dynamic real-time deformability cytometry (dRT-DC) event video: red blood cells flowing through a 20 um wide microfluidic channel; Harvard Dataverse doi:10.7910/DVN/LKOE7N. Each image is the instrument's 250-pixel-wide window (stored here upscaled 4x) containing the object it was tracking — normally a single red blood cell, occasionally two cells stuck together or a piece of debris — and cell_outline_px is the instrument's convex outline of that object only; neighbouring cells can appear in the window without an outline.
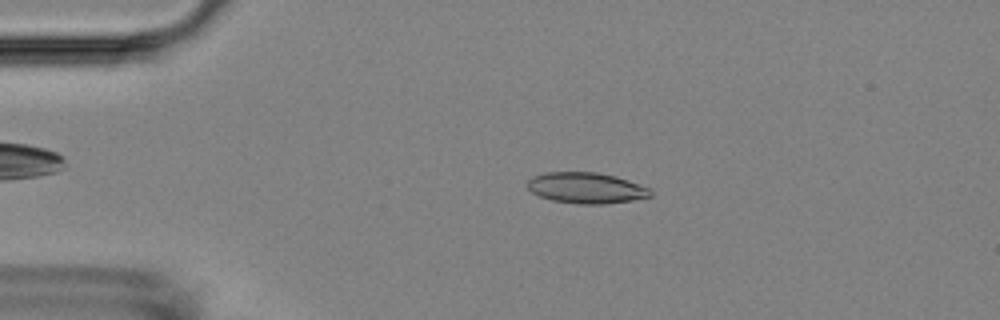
{"species": "Egyptian fruit bat (a non-hibernating species)", "species_latin": "Rousettus aegyptiacus", "temperature_condition": "room temperature", "stored_images_in_passage": 37, "camera_frame_rate_fps": 3000, "um_per_image_px": 0.085, "animal": {"sex": "female"}, "frame": {"image": 1, "passage_image": 2, "time_ms": 0.333, "image_size_px": [1000, 320], "cell_outline_px": [[652, 196], [632, 200], [604, 204], [576, 204], [552, 200], [540, 196], [532, 192], [524, 184], [532, 176], [544, 172], [596, 172], [616, 176], [628, 180], [648, 188], [652, 192]], "centroid_in_image_um": [49.78, 15.97], "position_along_channel_um": 35.2, "area_um2": 22.25}}
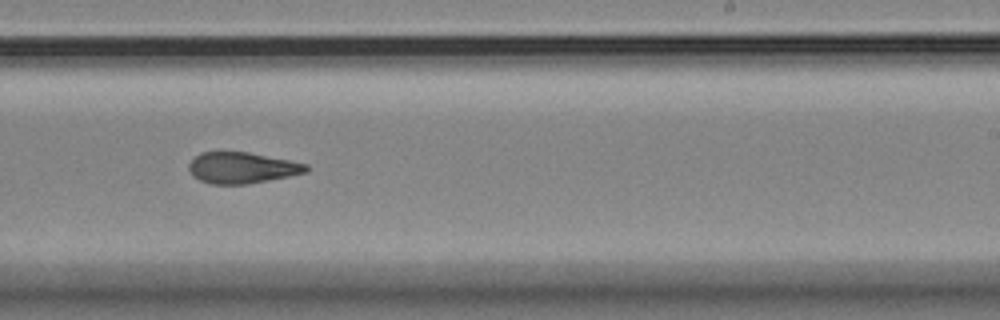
{"frame": {"image": 2, "passage_image": 24, "time_ms": 7.667, "image_size_px": [1000, 320], "cell_outline_px": [[308, 172], [248, 184], [208, 184], [192, 176], [188, 168], [188, 164], [200, 152], [248, 152], [308, 164]], "centroid_in_image_um": [20.54, 14.27], "position_along_channel_um": 268.5, "area_um2": 21.21}}
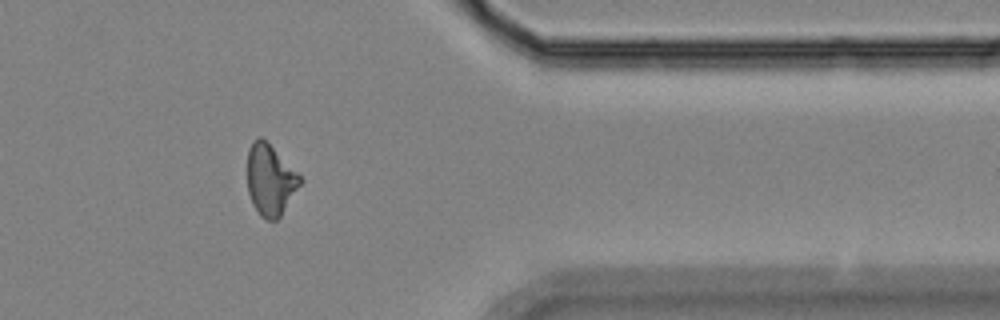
{"frame": {"image": 3, "passage_image": 35, "time_ms": 11.333, "image_size_px": [1000, 320], "cell_outline_px": [[304, 180], [280, 216], [276, 220], [268, 220], [260, 216], [252, 204], [248, 192], [248, 148], [260, 136]], "centroid_in_image_um": [22.96, 15.35], "position_along_channel_um": 388.4, "area_um2": 21.27}, "authors_computed_cell_mechanics": {"area_um2": 21.964, "velocity_mm_per_s": 3.6984, "shape_relaxation_time_tau1_ms": 6.3165, "shape_relaxation_time_tau2_ms": 2.9268, "deformation_change_tau1": 0.1463, "deformation_change_tau2": 0.0937}}